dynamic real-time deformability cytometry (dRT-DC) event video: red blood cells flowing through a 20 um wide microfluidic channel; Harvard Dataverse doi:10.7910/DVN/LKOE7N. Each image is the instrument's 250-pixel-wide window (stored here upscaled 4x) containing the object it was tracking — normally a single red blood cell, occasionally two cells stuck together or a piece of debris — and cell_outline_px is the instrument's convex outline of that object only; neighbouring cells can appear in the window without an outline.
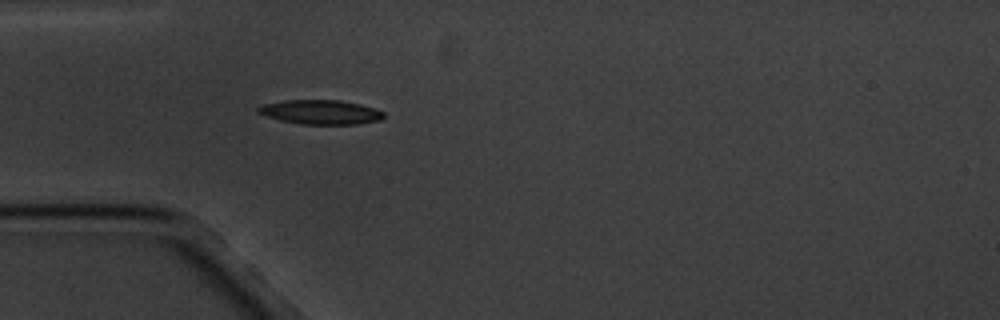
{"species": "common noctule bat (a hibernating species)", "species_latin": "Nyctalus noctula", "temperature_condition": "cold", "stored_images_in_passage": 1, "camera_frame_rate_fps": 3000, "um_per_image_px": 0.085, "animal": {"sex": "male", "body_mass_g": 20.1, "forearm_length_mm": 53.5}, "frame": {"image": 1, "passage_image": 1, "time_ms": 0.0, "image_size_px": [1000, 320], "cell_outline_px": [[384, 116], [380, 120], [356, 124], [300, 124], [280, 120], [256, 112], [256, 108], [264, 104], [284, 100], [340, 100], [360, 104], [384, 112]], "centroid_in_image_um": [27.23, 9.52], "position_along_channel_um": 57.8, "area_um2": 17.69}}